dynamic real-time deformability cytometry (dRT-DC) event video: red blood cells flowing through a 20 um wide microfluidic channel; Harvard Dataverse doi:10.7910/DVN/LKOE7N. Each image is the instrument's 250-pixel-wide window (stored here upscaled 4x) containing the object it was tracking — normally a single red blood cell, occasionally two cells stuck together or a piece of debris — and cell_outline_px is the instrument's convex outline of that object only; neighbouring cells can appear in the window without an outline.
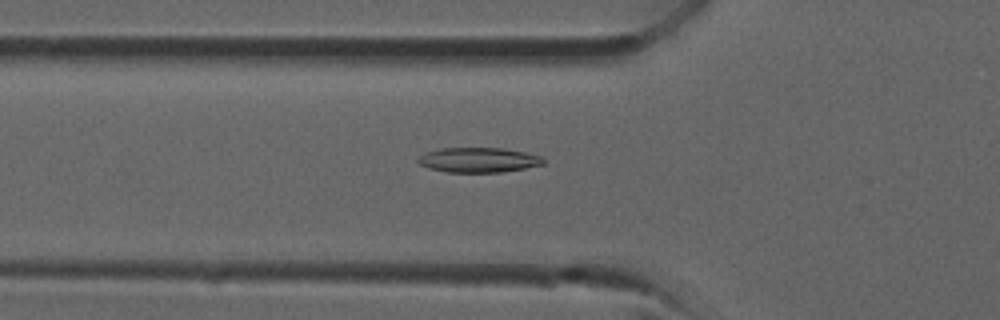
{"species": "common noctule bat (a hibernating species)", "species_latin": "Nyctalus noctula", "temperature_condition": "room temperature", "stored_images_in_passage": 35, "camera_frame_rate_fps": 3000, "um_per_image_px": 0.085, "animal": {"sex": "male", "forearm_length_mm": 52.5}, "frame": {"image": 1, "passage_image": 12, "time_ms": 3.667, "image_size_px": [1000, 320], "cell_outline_px": [[544, 164], [524, 168], [500, 172], [448, 172], [428, 168], [420, 164], [416, 160], [424, 152], [440, 148], [504, 148], [544, 156]], "centroid_in_image_um": [40.67, 13.59], "position_along_channel_um": 85.1, "area_um2": 18.21}}
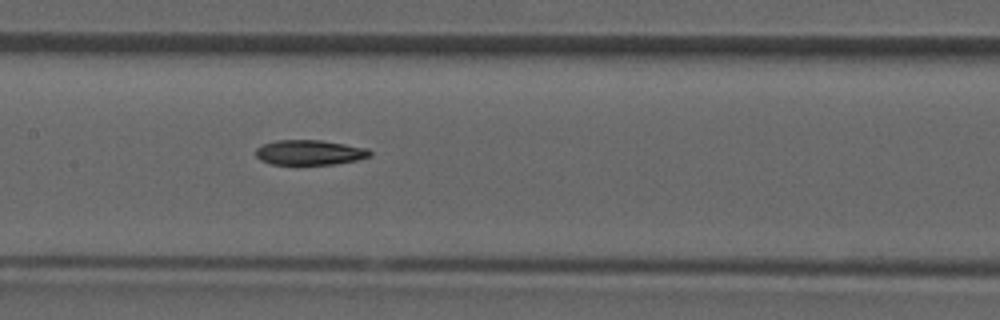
{"frame": {"image": 2, "passage_image": 17, "time_ms": 5.333, "image_size_px": [1000, 320], "cell_outline_px": [[372, 156], [356, 160], [336, 164], [272, 164], [260, 160], [256, 156], [256, 148], [264, 144], [276, 140], [320, 140], [368, 148], [372, 152]], "centroid_in_image_um": [26.34, 12.96], "position_along_channel_um": 181.1, "area_um2": 16.59}}
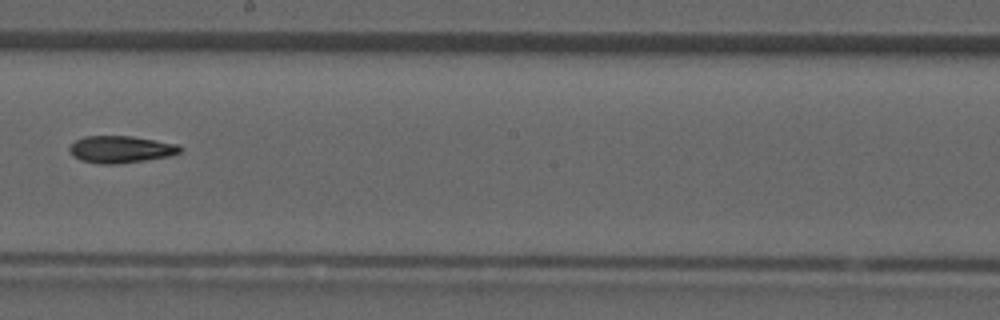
{"frame": {"image": 3, "passage_image": 20, "time_ms": 6.333, "image_size_px": [1000, 320], "cell_outline_px": [[184, 148], [180, 152], [172, 156], [116, 164], [100, 164], [80, 160], [72, 156], [68, 148], [76, 140], [84, 136], [132, 136], [180, 144]], "centroid_in_image_um": [10.3, 12.69], "position_along_channel_um": 237.9, "area_um2": 17.63}}